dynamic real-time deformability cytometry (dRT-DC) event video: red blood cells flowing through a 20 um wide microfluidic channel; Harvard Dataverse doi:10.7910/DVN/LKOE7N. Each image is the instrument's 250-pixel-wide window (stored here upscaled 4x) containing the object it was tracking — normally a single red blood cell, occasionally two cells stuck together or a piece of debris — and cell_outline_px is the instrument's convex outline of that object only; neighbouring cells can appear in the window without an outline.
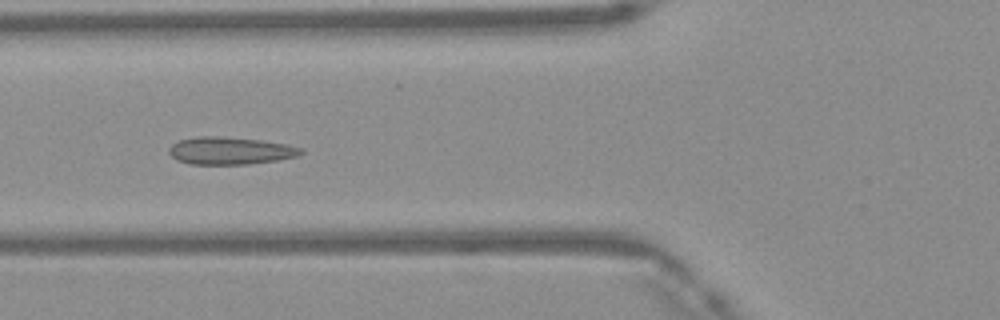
{"species": "Egyptian fruit bat (a non-hibernating species)", "species_latin": "Rousettus aegyptiacus", "temperature_condition": "warm", "stored_images_in_passage": 49, "camera_frame_rate_fps": 3000, "um_per_image_px": 0.085, "frame": {"image": 1, "passage_image": 18, "time_ms": 5.667, "image_size_px": [1000, 320], "cell_outline_px": [[304, 152], [300, 156], [280, 160], [248, 164], [188, 164], [176, 160], [168, 152], [168, 148], [172, 144], [180, 140], [200, 136], [220, 136], [260, 140], [288, 144], [304, 148]], "centroid_in_image_um": [19.61, 12.81], "position_along_channel_um": 106.2, "area_um2": 21.39}}
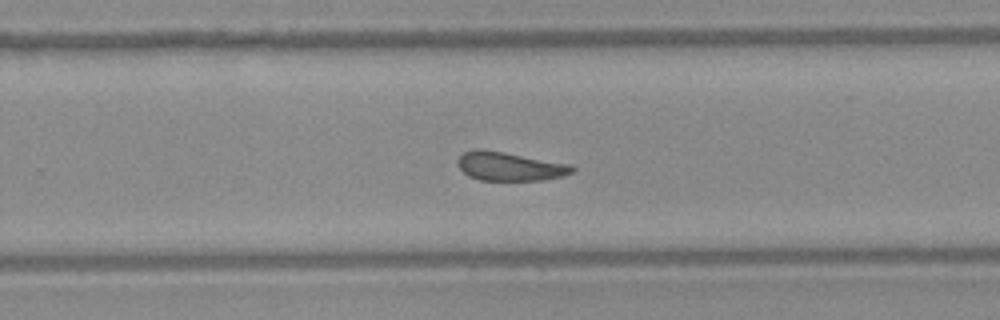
{"frame": {"image": 2, "passage_image": 31, "time_ms": 10.0, "image_size_px": [1000, 320], "cell_outline_px": [[576, 168], [572, 172], [564, 176], [544, 180], [480, 180], [468, 176], [456, 164], [456, 160], [464, 152], [476, 148], [480, 148], [504, 152], [572, 164]], "centroid_in_image_um": [43.33, 14.13], "position_along_channel_um": 286.5, "area_um2": 19.36}}
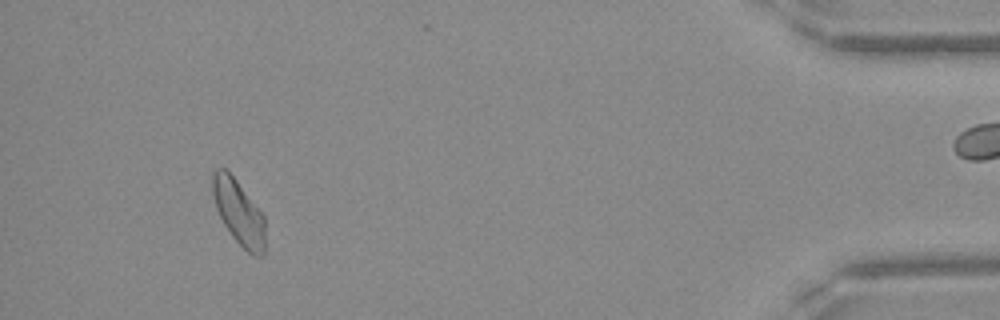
{"frame": {"image": 3, "passage_image": 45, "time_ms": 14.667, "image_size_px": [1000, 320], "cell_outline_px": [[264, 256], [256, 256], [248, 252], [232, 236], [224, 224], [216, 208], [212, 192], [212, 172], [216, 168], [224, 168], [236, 180], [264, 216]], "centroid_in_image_um": [20.27, 18.04], "position_along_channel_um": 414.9, "area_um2": 19.48}, "authors_computed_cell_mechanics": {"area_um2": 20.519, "velocity_mm_per_s": 4.154, "shape_relaxation_time_tau1_ms": null, "shape_relaxation_time_tau2_ms": 2.8322, "deformation_change_tau1": null, "deformation_change_tau2": 0.0768}}